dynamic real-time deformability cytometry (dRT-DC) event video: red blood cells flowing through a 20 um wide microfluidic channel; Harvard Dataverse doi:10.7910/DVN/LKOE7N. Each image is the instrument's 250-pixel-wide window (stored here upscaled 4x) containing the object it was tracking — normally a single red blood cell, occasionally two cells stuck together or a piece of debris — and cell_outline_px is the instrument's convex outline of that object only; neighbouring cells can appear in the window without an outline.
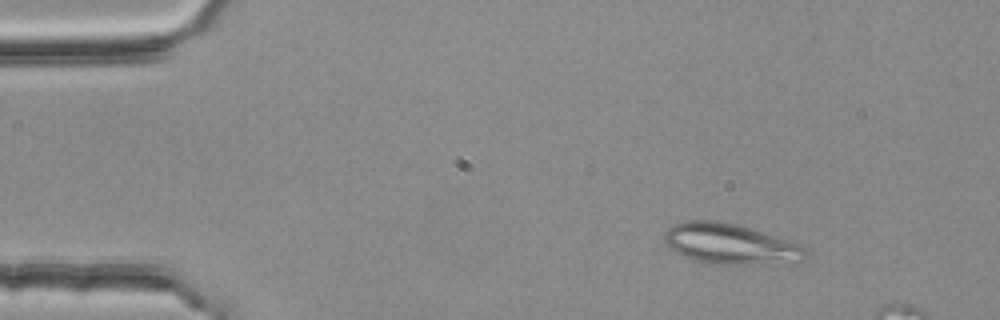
{"species": "common noctule bat (a hibernating species)", "species_latin": "Nyctalus noctula", "temperature_condition": "room temperature", "stored_images_in_passage": 3, "camera_frame_rate_fps": 3000, "um_per_image_px": 0.085, "animal": {"sex": "female", "body_mass_g": 25.1}, "frame": {"image": 1, "passage_image": 1, "time_ms": 0.0, "image_size_px": [1000, 320], "cell_outline_px": [[808, 256], [804, 260], [748, 264], [708, 264], [692, 260], [676, 252], [664, 240], [664, 232], [672, 224], [684, 220], [720, 220], [752, 228], [792, 240], [800, 244], [808, 252]], "centroid_in_image_um": [62.06, 20.71], "position_along_channel_um": 22.9, "area_um2": 33.58}}